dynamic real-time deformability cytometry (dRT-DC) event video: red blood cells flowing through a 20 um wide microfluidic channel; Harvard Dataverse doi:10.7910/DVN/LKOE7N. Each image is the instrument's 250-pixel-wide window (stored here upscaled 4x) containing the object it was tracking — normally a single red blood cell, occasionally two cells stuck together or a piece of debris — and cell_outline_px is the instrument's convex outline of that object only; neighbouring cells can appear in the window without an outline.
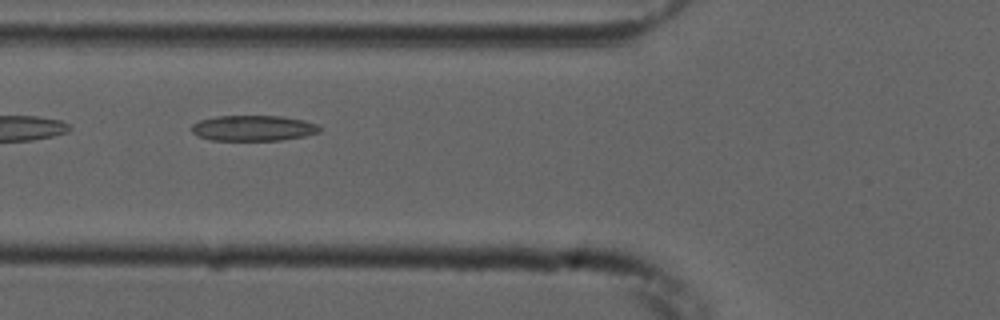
{"species": "common noctule bat (a hibernating species)", "species_latin": "Nyctalus noctula", "temperature_condition": "cold", "stored_images_in_passage": 39, "camera_frame_rate_fps": 3000, "um_per_image_px": 0.085, "animal": {"sex": "male", "forearm_length_mm": 52.5}, "frame": {"image": 1, "passage_image": 5, "time_ms": 1.333, "image_size_px": [1000, 320], "cell_outline_px": [[324, 128], [320, 132], [304, 136], [280, 140], [212, 140], [196, 136], [192, 132], [192, 124], [200, 120], [216, 116], [280, 116], [304, 120], [316, 124]], "centroid_in_image_um": [21.54, 10.89], "position_along_channel_um": 104.3, "area_um2": 19.13}}
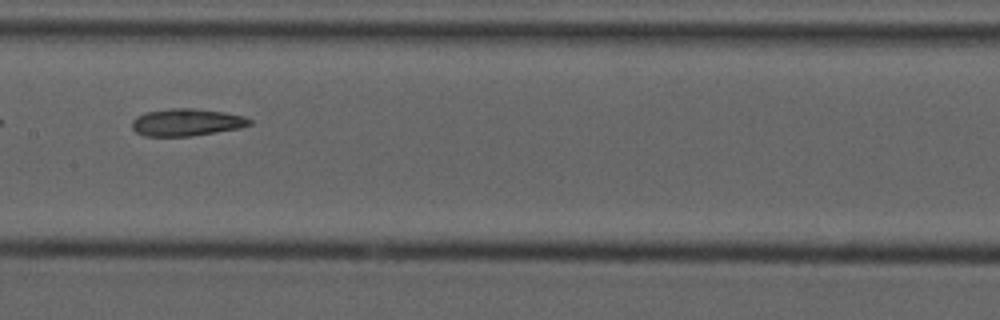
{"frame": {"image": 2, "passage_image": 12, "time_ms": 3.667, "image_size_px": [1000, 320], "cell_outline_px": [[252, 124], [240, 128], [192, 136], [144, 136], [136, 132], [132, 128], [132, 120], [136, 116], [144, 112], [172, 108], [192, 108], [224, 112], [244, 116], [252, 120]], "centroid_in_image_um": [15.85, 10.39], "position_along_channel_um": 191.6, "area_um2": 18.79}}
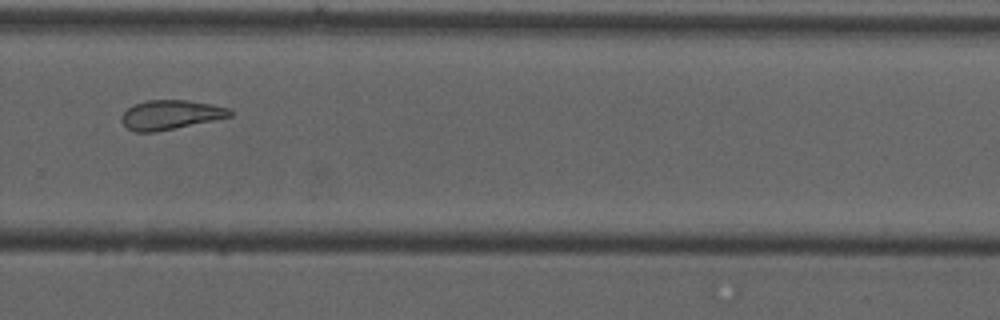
{"frame": {"image": 3, "passage_image": 22, "time_ms": 7.0, "image_size_px": [1000, 320], "cell_outline_px": [[232, 116], [156, 132], [132, 132], [120, 120], [120, 116], [128, 108], [136, 104], [148, 100], [188, 100], [212, 104], [228, 108], [232, 112]], "centroid_in_image_um": [14.47, 9.76], "position_along_channel_um": 315.3, "area_um2": 18.44}, "authors_computed_cell_mechanics": {"area_um2": 19.1318, "velocity_mm_per_s": 3.7244, "shape_relaxation_time_tau1_ms": null, "shape_relaxation_time_tau2_ms": 5.5822, "deformation_change_tau1": null, "deformation_change_tau2": 0.144}}